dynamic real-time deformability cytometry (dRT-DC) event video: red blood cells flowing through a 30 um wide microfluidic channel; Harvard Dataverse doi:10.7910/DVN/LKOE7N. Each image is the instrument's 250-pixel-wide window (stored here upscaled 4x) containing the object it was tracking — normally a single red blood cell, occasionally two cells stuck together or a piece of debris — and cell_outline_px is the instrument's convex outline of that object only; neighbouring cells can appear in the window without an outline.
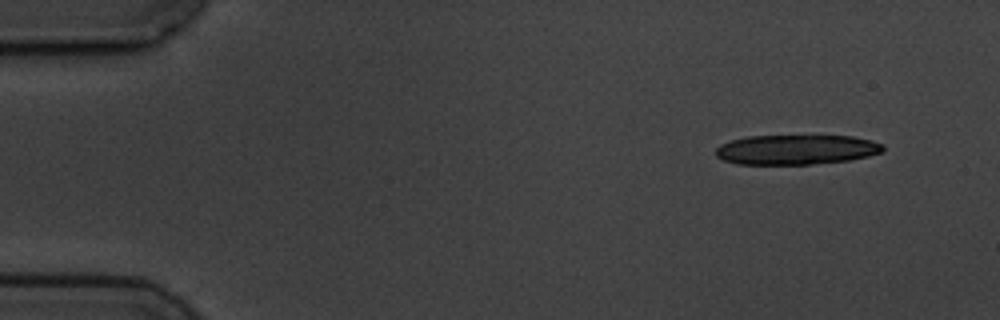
{"species": "common noctule bat (a hibernating species)", "species_latin": "Nyctalus noctula", "temperature_condition": "cold", "stored_images_in_passage": 7, "camera_frame_rate_fps": 3000, "um_per_image_px": 0.085, "animal": {"sex": "male", "body_mass_g": 19.5, "forearm_length_mm": 54.6}, "frame": {"image": 1, "passage_image": 1, "time_ms": 0.0, "image_size_px": [1000, 320], "cell_outline_px": [[884, 152], [868, 156], [848, 160], [812, 164], [736, 164], [724, 160], [716, 156], [716, 148], [720, 144], [732, 140], [748, 136], [852, 136], [872, 140], [884, 144]], "centroid_in_image_um": [67.71, 12.72], "position_along_channel_um": 17.3, "area_um2": 29.07}}
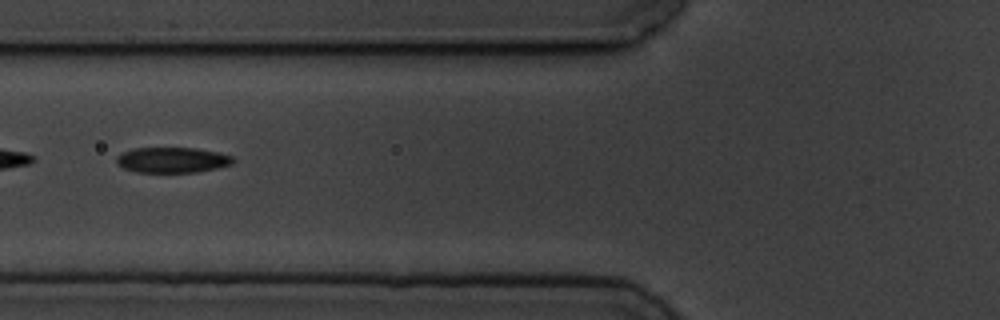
{"frame": {"image": 2, "passage_image": 6, "time_ms": 5.667, "image_size_px": [1000, 320], "cell_outline_px": [[236, 160], [232, 164], [216, 168], [196, 172], [136, 172], [124, 168], [116, 164], [116, 156], [132, 148], [196, 148], [216, 152], [232, 156]], "centroid_in_image_um": [14.63, 13.6], "position_along_channel_um": 111.2, "area_um2": 17.28}}
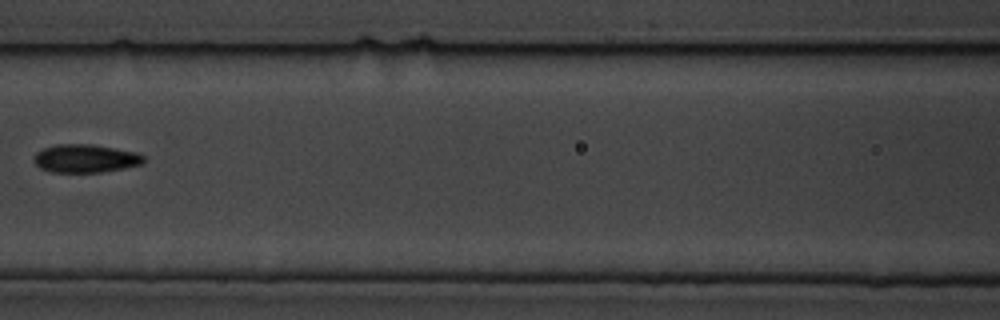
{"frame": {"image": 3, "passage_image": 7, "time_ms": 7.0, "image_size_px": [1000, 320], "cell_outline_px": [[144, 164], [124, 168], [100, 172], [48, 172], [40, 168], [36, 164], [36, 152], [44, 148], [56, 144], [92, 144], [136, 152], [144, 156]], "centroid_in_image_um": [7.28, 13.47], "position_along_channel_um": 159.3, "area_um2": 17.98}}